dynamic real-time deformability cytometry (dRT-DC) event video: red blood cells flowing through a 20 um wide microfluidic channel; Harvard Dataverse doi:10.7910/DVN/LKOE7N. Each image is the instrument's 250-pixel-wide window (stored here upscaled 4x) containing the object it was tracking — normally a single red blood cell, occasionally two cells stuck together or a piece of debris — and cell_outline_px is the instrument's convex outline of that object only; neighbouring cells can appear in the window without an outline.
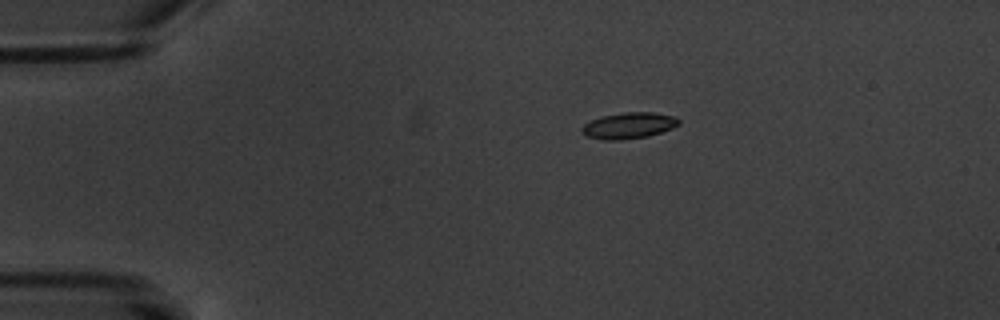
{"species": "common noctule bat (a hibernating species)", "species_latin": "Nyctalus noctula", "temperature_condition": "warm", "stored_images_in_passage": 4, "camera_frame_rate_fps": 3000, "um_per_image_px": 0.085, "animal": {"sex": "male", "body_mass_g": 20.1, "forearm_length_mm": 53.5}, "frame": {"image": 1, "passage_image": 1, "time_ms": 0.0, "image_size_px": [1000, 320], "cell_outline_px": [[680, 124], [672, 128], [648, 136], [620, 140], [604, 140], [584, 136], [580, 132], [580, 128], [584, 124], [592, 120], [604, 116], [624, 112], [652, 112], [676, 116], [680, 120]], "centroid_in_image_um": [53.43, 10.67], "position_along_channel_um": 31.6, "area_um2": 14.85}}